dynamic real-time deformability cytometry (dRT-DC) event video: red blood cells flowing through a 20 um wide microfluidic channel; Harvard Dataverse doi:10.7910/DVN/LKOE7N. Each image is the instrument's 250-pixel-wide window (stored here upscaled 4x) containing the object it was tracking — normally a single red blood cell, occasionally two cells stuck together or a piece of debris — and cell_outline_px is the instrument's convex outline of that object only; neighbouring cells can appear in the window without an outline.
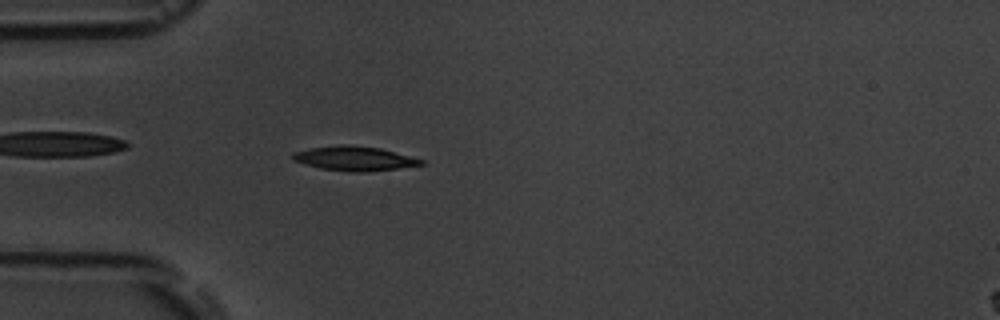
{"species": "common noctule bat (a hibernating species)", "species_latin": "Nyctalus noctula", "temperature_condition": "room temperature", "stored_images_in_passage": 4, "camera_frame_rate_fps": 3000, "um_per_image_px": 0.085, "animal": {"sex": "male", "body_mass_g": 19.5, "forearm_length_mm": 54.6}, "frame": {"image": 1, "passage_image": 4, "time_ms": 3.333, "image_size_px": [1000, 320], "cell_outline_px": [[424, 164], [396, 168], [364, 172], [356, 172], [320, 168], [292, 160], [292, 152], [308, 148], [340, 144], [348, 144], [380, 148], [424, 160]], "centroid_in_image_um": [30.07, 13.45], "position_along_channel_um": 54.9, "area_um2": 18.09}}